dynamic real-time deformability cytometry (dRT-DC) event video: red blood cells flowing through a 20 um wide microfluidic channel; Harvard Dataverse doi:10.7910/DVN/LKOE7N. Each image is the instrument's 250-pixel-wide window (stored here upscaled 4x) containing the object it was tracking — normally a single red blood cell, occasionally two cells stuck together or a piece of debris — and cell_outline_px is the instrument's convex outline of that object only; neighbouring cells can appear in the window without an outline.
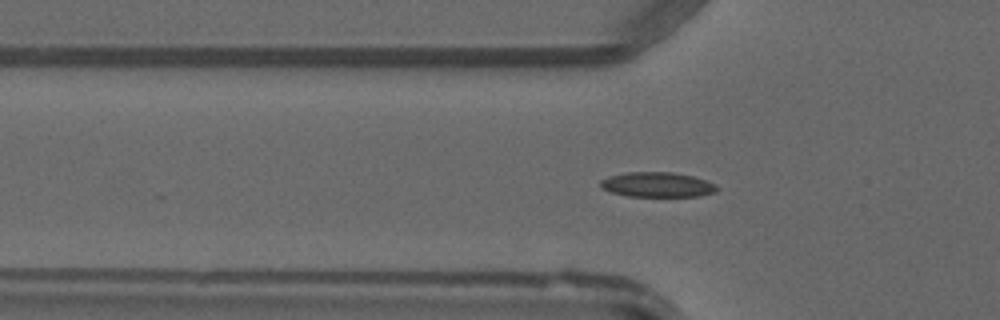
{"species": "common noctule bat (a hibernating species)", "species_latin": "Nyctalus noctula", "temperature_condition": "warm", "stored_images_in_passage": 48, "camera_frame_rate_fps": 3000, "um_per_image_px": 0.085, "animal": {"sex": "male", "forearm_length_mm": 52.5}, "frame": {"image": 1, "passage_image": 16, "time_ms": 5.0, "image_size_px": [1000, 320], "cell_outline_px": [[716, 192], [700, 196], [628, 196], [612, 192], [600, 188], [600, 180], [608, 176], [628, 172], [672, 172], [692, 176], [716, 184]], "centroid_in_image_um": [55.84, 15.69], "position_along_channel_um": 70.0, "area_um2": 16.82}}
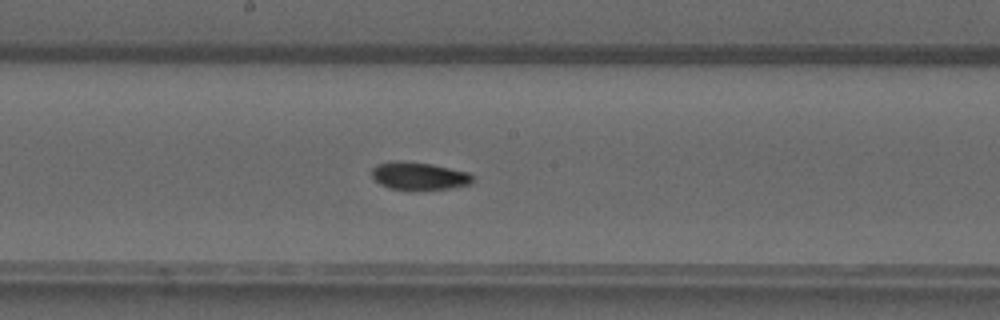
{"frame": {"image": 2, "passage_image": 26, "time_ms": 8.333, "image_size_px": [1000, 320], "cell_outline_px": [[476, 180], [472, 184], [452, 188], [416, 192], [412, 192], [388, 188], [380, 184], [372, 176], [372, 168], [376, 164], [388, 160], [396, 160], [432, 164], [468, 172]], "centroid_in_image_um": [35.61, 14.99], "position_along_channel_um": 212.6, "area_um2": 17.11}}
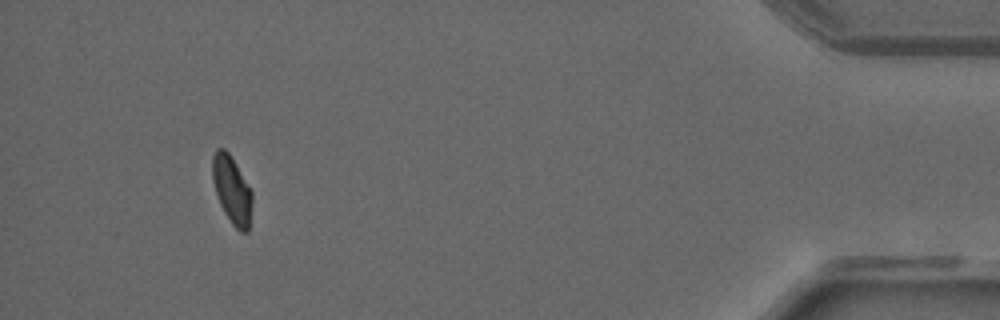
{"frame": {"image": 3, "passage_image": 45, "time_ms": 14.667, "image_size_px": [1000, 320], "cell_outline_px": [[252, 200], [248, 232], [240, 232], [232, 224], [224, 212], [220, 204], [212, 180], [212, 156], [216, 148], [224, 148], [228, 152], [236, 164], [252, 192]], "centroid_in_image_um": [19.7, 16.13], "position_along_channel_um": 415.5, "area_um2": 15.55}}